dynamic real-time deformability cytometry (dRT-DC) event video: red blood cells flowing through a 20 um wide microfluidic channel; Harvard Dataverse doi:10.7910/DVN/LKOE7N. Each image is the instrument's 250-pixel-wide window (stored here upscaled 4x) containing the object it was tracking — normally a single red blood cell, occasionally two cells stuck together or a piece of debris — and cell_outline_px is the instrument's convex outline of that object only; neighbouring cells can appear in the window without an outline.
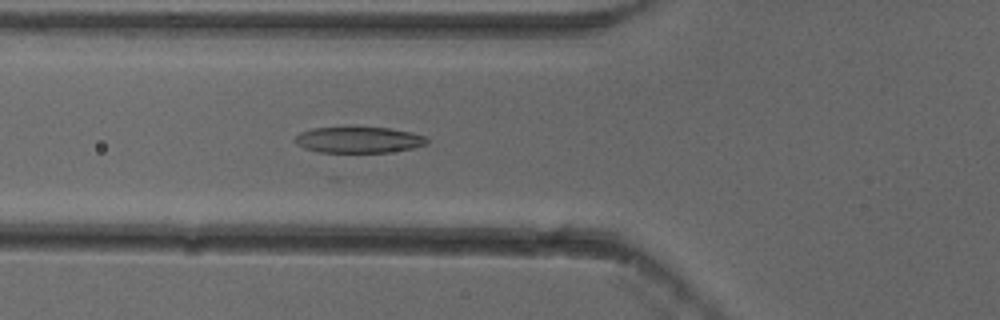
{"species": "common noctule bat (a hibernating species)", "species_latin": "Nyctalus noctula", "temperature_condition": "cold", "stored_images_in_passage": 33, "camera_frame_rate_fps": 3000, "um_per_image_px": 0.085, "animal": {"sex": "female"}, "frame": {"image": 1, "passage_image": 19, "time_ms": 6.0, "image_size_px": [1000, 320], "cell_outline_px": [[428, 144], [412, 148], [388, 152], [320, 152], [304, 148], [296, 144], [292, 140], [300, 132], [312, 128], [388, 128], [408, 132], [424, 136], [428, 140]], "centroid_in_image_um": [30.44, 11.9], "position_along_channel_um": 95.4, "area_um2": 19.77}}
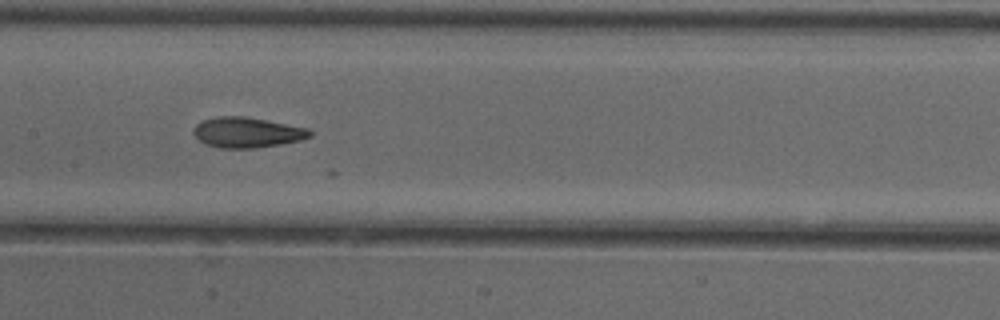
{"frame": {"image": 2, "passage_image": 26, "time_ms": 8.333, "image_size_px": [1000, 320], "cell_outline_px": [[312, 136], [300, 140], [280, 144], [256, 148], [220, 148], [204, 144], [192, 132], [196, 124], [204, 120], [216, 116], [244, 116], [308, 128], [312, 132]], "centroid_in_image_um": [20.99, 11.26], "position_along_channel_um": 186.4, "area_um2": 20.52}}
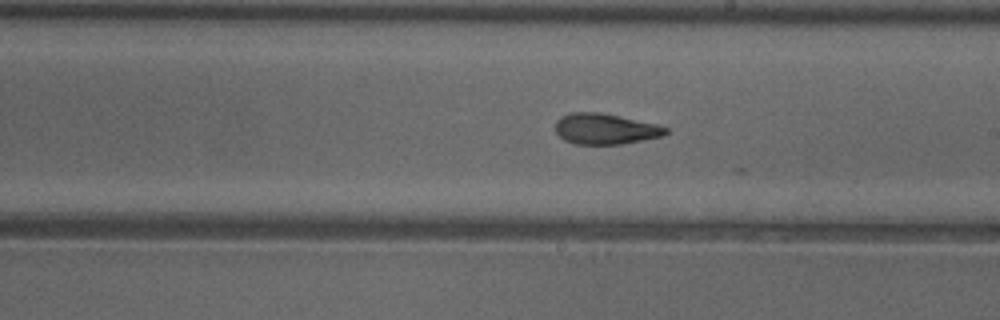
{"frame": {"image": 3, "passage_image": 30, "time_ms": 9.667, "image_size_px": [1000, 320], "cell_outline_px": [[668, 132], [664, 136], [620, 144], [576, 144], [564, 140], [556, 132], [556, 120], [560, 116], [572, 112], [600, 112], [656, 124], [668, 128]], "centroid_in_image_um": [51.43, 10.95], "position_along_channel_um": 237.6, "area_um2": 19.71}}